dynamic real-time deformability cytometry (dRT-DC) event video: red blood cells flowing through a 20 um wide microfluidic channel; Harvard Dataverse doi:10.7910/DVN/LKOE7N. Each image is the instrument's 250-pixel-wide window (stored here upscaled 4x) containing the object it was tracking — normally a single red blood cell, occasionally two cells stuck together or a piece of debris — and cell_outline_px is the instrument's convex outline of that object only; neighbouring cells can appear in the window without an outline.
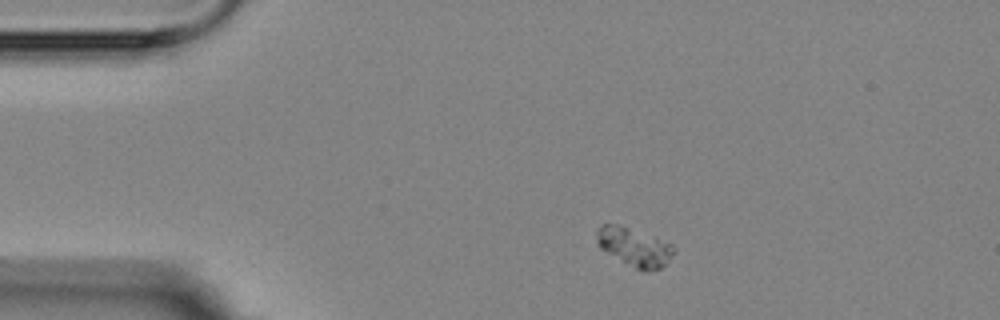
{"species": "Egyptian fruit bat (a non-hibernating species)", "species_latin": "Rousettus aegyptiacus", "temperature_condition": "room temperature", "stored_images_in_passage": 3, "camera_frame_rate_fps": 3000, "um_per_image_px": 0.085, "animal": {"sex": "female"}, "frame": {"image": 1, "passage_image": 1, "time_ms": 0.0, "image_size_px": [1000, 320], "cell_outline_px": [[676, 252], [668, 264], [660, 268], [648, 272], [644, 272], [636, 268], [600, 248], [596, 244], [596, 228], [604, 224], [616, 224], [672, 244]], "centroid_in_image_um": [53.93, 21.02], "position_along_channel_um": 31.1, "area_um2": 17.05}}